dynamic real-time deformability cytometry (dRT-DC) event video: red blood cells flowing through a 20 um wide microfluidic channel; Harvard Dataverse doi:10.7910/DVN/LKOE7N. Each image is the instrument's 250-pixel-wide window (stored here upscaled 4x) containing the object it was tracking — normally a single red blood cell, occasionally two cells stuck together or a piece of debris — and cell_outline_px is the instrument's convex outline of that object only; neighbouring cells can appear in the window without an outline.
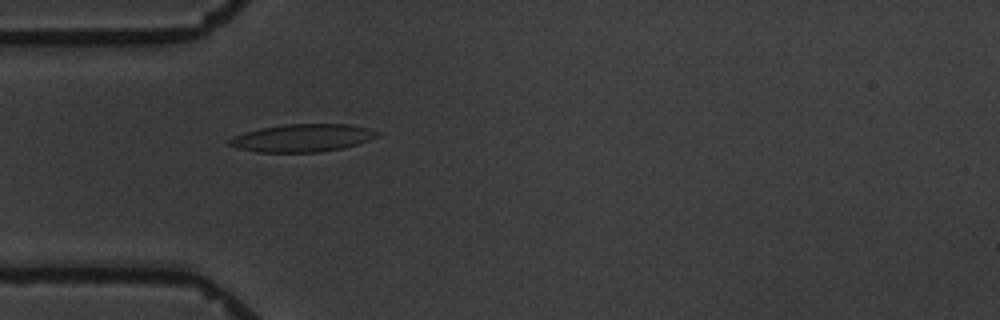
{"species": "common noctule bat (a hibernating species)", "species_latin": "Nyctalus noctula", "temperature_condition": "warm", "stored_images_in_passage": 1, "camera_frame_rate_fps": 3000, "um_per_image_px": 0.085, "animal": {"sex": "male", "body_mass_g": 19.5, "forearm_length_mm": 54.6}, "frame": {"image": 1, "passage_image": 1, "time_ms": 0.0, "image_size_px": [1000, 320], "cell_outline_px": [[380, 136], [344, 148], [320, 152], [256, 152], [236, 148], [228, 144], [228, 140], [232, 136], [244, 132], [260, 128], [284, 124], [348, 124], [380, 132]], "centroid_in_image_um": [25.65, 11.73], "position_along_channel_um": 59.3, "area_um2": 23.93}}